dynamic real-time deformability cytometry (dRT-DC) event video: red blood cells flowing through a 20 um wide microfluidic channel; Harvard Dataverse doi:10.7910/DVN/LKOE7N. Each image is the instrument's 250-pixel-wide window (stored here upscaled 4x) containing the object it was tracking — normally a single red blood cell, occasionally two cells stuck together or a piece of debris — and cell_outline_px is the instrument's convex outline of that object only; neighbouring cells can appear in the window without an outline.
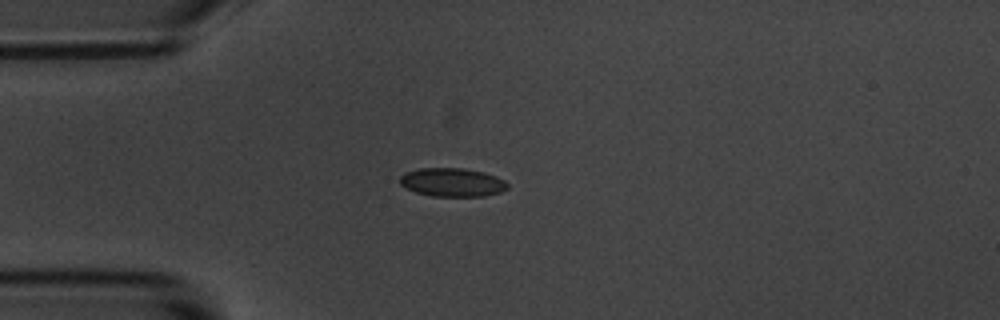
{"species": "common noctule bat (a hibernating species)", "species_latin": "Nyctalus noctula", "temperature_condition": "room temperature", "stored_images_in_passage": 5, "camera_frame_rate_fps": 3000, "um_per_image_px": 0.085, "animal": {"sex": "male", "body_mass_g": 20.1, "forearm_length_mm": 53.5}, "frame": {"image": 1, "passage_image": 3, "time_ms": 2.667, "image_size_px": [1000, 320], "cell_outline_px": [[508, 188], [500, 192], [484, 196], [432, 196], [416, 192], [400, 184], [400, 176], [404, 172], [420, 168], [464, 168], [484, 172], [496, 176], [504, 180], [508, 184]], "centroid_in_image_um": [38.45, 15.49], "position_along_channel_um": 46.6, "area_um2": 17.92}}